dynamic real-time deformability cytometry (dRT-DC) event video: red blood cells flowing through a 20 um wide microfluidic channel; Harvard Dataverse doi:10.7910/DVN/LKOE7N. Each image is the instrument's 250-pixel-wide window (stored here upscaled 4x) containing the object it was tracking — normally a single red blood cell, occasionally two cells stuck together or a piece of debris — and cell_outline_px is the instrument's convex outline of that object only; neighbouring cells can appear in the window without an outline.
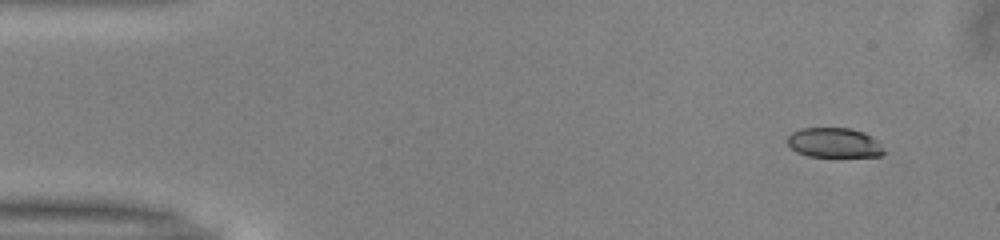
{"species": "common noctule bat (a hibernating species)", "species_latin": "Nyctalus noctula", "temperature_condition": "warm", "stored_images_in_passage": 50, "camera_frame_rate_fps": 3000, "um_per_image_px": 0.085, "animal": {"sex": "male", "body_mass_g": 13.0, "forearm_length_mm": 53.1}, "frame": {"image": 1, "passage_image": 3, "time_ms": 0.667, "image_size_px": [1000, 240], "cell_outline_px": [[884, 152], [880, 156], [808, 156], [796, 152], [788, 144], [788, 136], [792, 132], [800, 128], [852, 128], [864, 132], [872, 136], [880, 144]], "centroid_in_image_um": [70.89, 12.12], "position_along_channel_um": 14.1, "area_um2": 16.65}}
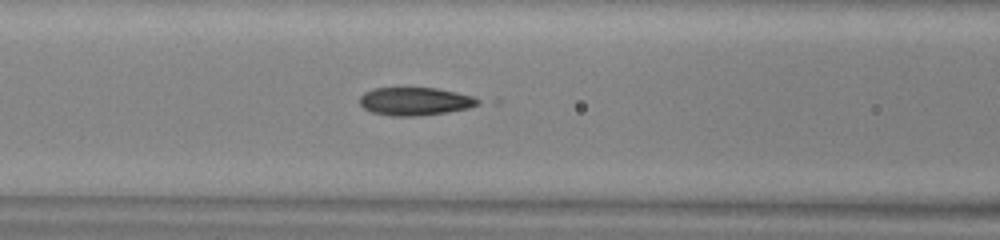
{"frame": {"image": 2, "passage_image": 20, "time_ms": 6.333, "image_size_px": [1000, 240], "cell_outline_px": [[480, 104], [468, 108], [448, 112], [416, 116], [392, 116], [372, 112], [364, 108], [360, 104], [360, 96], [364, 92], [376, 88], [436, 88], [456, 92], [472, 96], [480, 100]], "centroid_in_image_um": [35.28, 8.61], "position_along_channel_um": 131.3, "area_um2": 19.25}}
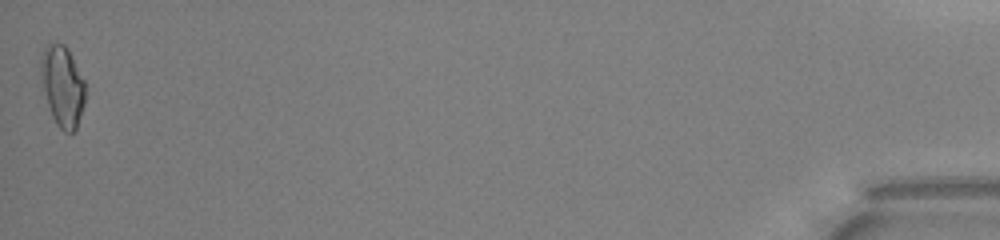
{"frame": {"image": 3, "passage_image": 50, "time_ms": 16.333, "image_size_px": [1000, 240], "cell_outline_px": [[84, 104], [76, 128], [72, 132], [64, 132], [56, 124], [52, 116], [48, 104], [40, 72], [40, 60], [44, 48], [48, 44], [64, 44], [68, 48], [84, 80]], "centroid_in_image_um": [5.31, 7.31], "position_along_channel_um": 429.9, "area_um2": 20.52}, "authors_computed_cell_mechanics": {"area_um2": 18.9584, "velocity_mm_per_s": 4.0257, "shape_relaxation_time_tau1_ms": 4.342, "shape_relaxation_time_tau2_ms": null, "deformation_change_tau1": 0.1862, "deformation_change_tau2": null}}